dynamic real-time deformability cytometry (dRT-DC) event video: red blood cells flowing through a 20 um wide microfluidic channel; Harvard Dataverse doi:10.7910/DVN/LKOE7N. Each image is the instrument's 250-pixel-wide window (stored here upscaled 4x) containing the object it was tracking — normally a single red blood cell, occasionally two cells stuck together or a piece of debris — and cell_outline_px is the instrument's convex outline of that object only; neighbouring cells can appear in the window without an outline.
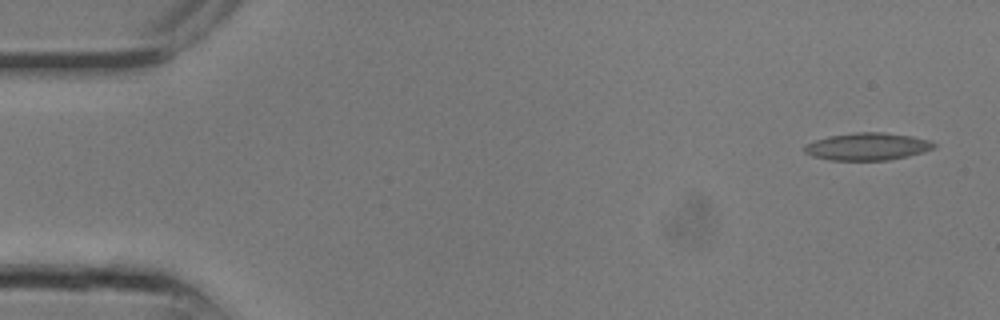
{"species": "common noctule bat (a hibernating species)", "species_latin": "Nyctalus noctula", "temperature_condition": "room temperature", "stored_images_in_passage": 5, "camera_frame_rate_fps": 3000, "um_per_image_px": 0.085, "animal": {"sex": "male", "body_mass_g": 13.3}, "frame": {"image": 1, "passage_image": 1, "time_ms": 0.0, "image_size_px": [1000, 320], "cell_outline_px": [[936, 144], [932, 148], [924, 152], [908, 156], [888, 160], [828, 160], [812, 156], [804, 152], [804, 144], [828, 136], [856, 132], [884, 132], [912, 136], [928, 140]], "centroid_in_image_um": [73.7, 12.45], "position_along_channel_um": 11.3, "area_um2": 20.69}}